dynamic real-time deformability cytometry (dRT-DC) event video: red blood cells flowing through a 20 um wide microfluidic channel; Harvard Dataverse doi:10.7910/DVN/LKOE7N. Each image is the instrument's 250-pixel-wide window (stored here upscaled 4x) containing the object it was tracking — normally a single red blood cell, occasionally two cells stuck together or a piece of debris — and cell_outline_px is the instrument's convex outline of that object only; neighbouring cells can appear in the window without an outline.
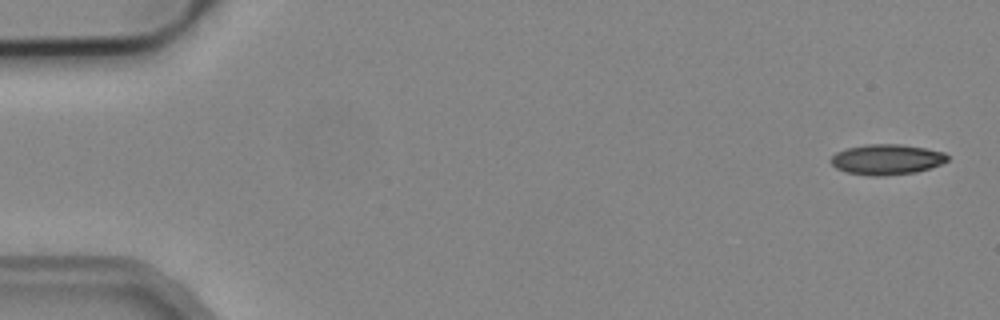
{"species": "common noctule bat (a hibernating species)", "species_latin": "Nyctalus noctula", "temperature_condition": "cold", "stored_images_in_passage": 5, "camera_frame_rate_fps": 3000, "um_per_image_px": 0.085, "animal": {"sex": "male", "body_mass_g": 19.2, "forearm_length_mm": 51.8}, "frame": {"image": 1, "passage_image": 1, "time_ms": 0.0, "image_size_px": [1000, 320], "cell_outline_px": [[948, 160], [940, 164], [916, 172], [884, 176], [872, 176], [848, 172], [836, 168], [828, 160], [836, 152], [848, 148], [864, 144], [900, 144], [924, 148], [944, 152], [948, 156]], "centroid_in_image_um": [75.34, 13.55], "position_along_channel_um": 9.7, "area_um2": 20.58}}
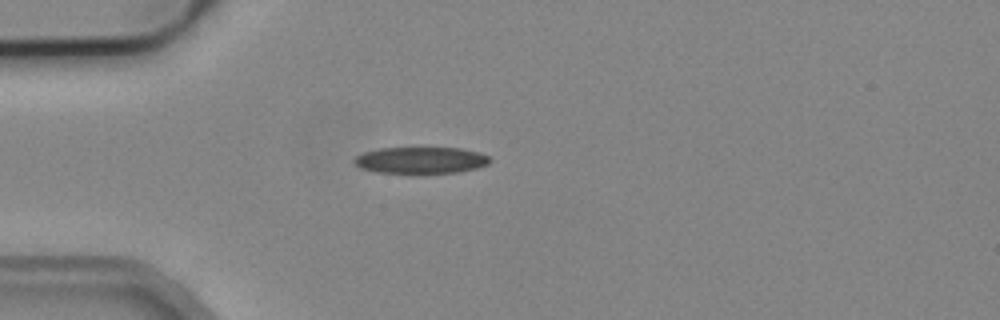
{"frame": {"image": 2, "passage_image": 4, "time_ms": 4.333, "image_size_px": [1000, 320], "cell_outline_px": [[492, 160], [488, 164], [476, 168], [456, 172], [376, 172], [360, 168], [352, 160], [356, 156], [364, 152], [380, 148], [460, 148], [480, 152], [488, 156]], "centroid_in_image_um": [35.77, 13.6], "position_along_channel_um": 49.2, "area_um2": 20.69}}